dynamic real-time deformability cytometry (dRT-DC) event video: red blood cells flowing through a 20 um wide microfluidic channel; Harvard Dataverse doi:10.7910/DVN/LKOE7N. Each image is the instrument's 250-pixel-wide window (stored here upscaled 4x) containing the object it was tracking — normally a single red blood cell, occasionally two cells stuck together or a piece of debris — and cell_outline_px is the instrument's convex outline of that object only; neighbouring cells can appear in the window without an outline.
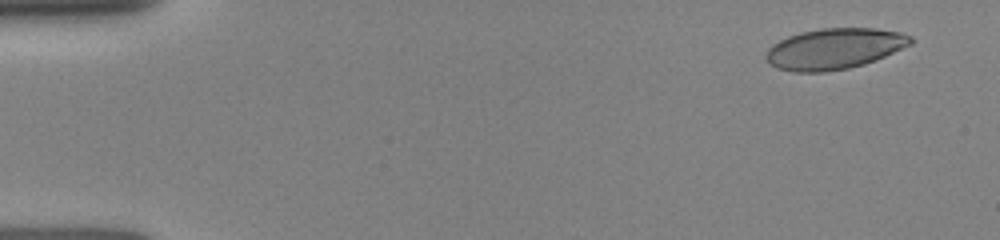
{"species": "human", "species_latin": "Homo sapiens", "temperature_condition": "room temperature", "stored_images_in_passage": 15, "camera_frame_rate_fps": 3000, "um_per_image_px": 0.085, "donor": {"sex": "female"}, "frame": {"image": 1, "passage_image": 2, "time_ms": 0.667, "image_size_px": [1000, 240], "cell_outline_px": [[912, 44], [876, 60], [864, 64], [848, 68], [824, 72], [796, 72], [776, 68], [764, 56], [768, 48], [772, 44], [788, 36], [800, 32], [820, 28], [876, 28], [900, 32], [912, 36]], "centroid_in_image_um": [70.92, 4.14], "position_along_channel_um": 14.1, "area_um2": 34.51}}
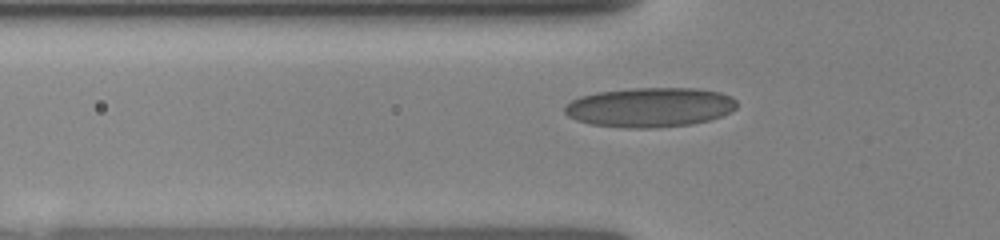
{"frame": {"image": 2, "passage_image": 12, "time_ms": 5.0, "image_size_px": [1000, 240], "cell_outline_px": [[736, 108], [720, 116], [708, 120], [692, 124], [656, 128], [624, 128], [592, 124], [576, 120], [568, 116], [564, 112], [564, 108], [572, 100], [580, 96], [600, 92], [632, 88], [696, 88], [720, 92], [732, 96], [736, 100]], "centroid_in_image_um": [55.25, 9.12], "position_along_channel_um": 70.6, "area_um2": 39.65}}
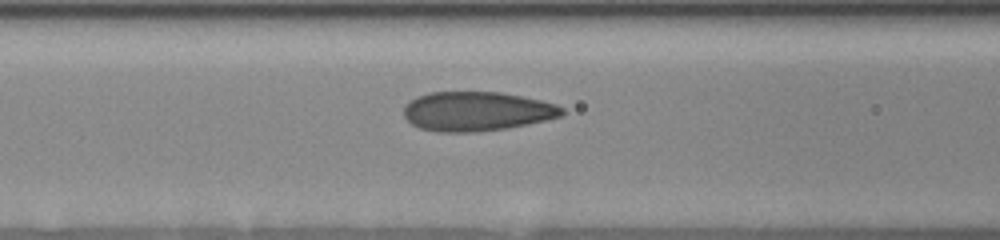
{"frame": {"image": 3, "passage_image": 15, "time_ms": 6.333, "image_size_px": [1000, 240], "cell_outline_px": [[564, 112], [560, 116], [528, 124], [504, 128], [476, 132], [440, 132], [420, 128], [412, 124], [404, 116], [404, 108], [416, 96], [428, 92], [500, 92], [540, 100], [556, 104], [564, 108]], "centroid_in_image_um": [40.51, 9.46], "position_along_channel_um": 126.1, "area_um2": 36.01}}